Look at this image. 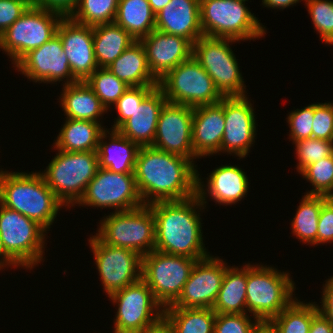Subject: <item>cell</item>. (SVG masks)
I'll use <instances>...</instances> for the list:
<instances>
[{
    "instance_id": "obj_5",
    "label": "cell",
    "mask_w": 333,
    "mask_h": 333,
    "mask_svg": "<svg viewBox=\"0 0 333 333\" xmlns=\"http://www.w3.org/2000/svg\"><path fill=\"white\" fill-rule=\"evenodd\" d=\"M98 168L97 151L58 150L41 175L55 197L70 208L83 197L87 185L95 177Z\"/></svg>"
},
{
    "instance_id": "obj_44",
    "label": "cell",
    "mask_w": 333,
    "mask_h": 333,
    "mask_svg": "<svg viewBox=\"0 0 333 333\" xmlns=\"http://www.w3.org/2000/svg\"><path fill=\"white\" fill-rule=\"evenodd\" d=\"M312 138L333 141V103H315Z\"/></svg>"
},
{
    "instance_id": "obj_46",
    "label": "cell",
    "mask_w": 333,
    "mask_h": 333,
    "mask_svg": "<svg viewBox=\"0 0 333 333\" xmlns=\"http://www.w3.org/2000/svg\"><path fill=\"white\" fill-rule=\"evenodd\" d=\"M333 242V197L322 196L319 214L317 244Z\"/></svg>"
},
{
    "instance_id": "obj_7",
    "label": "cell",
    "mask_w": 333,
    "mask_h": 333,
    "mask_svg": "<svg viewBox=\"0 0 333 333\" xmlns=\"http://www.w3.org/2000/svg\"><path fill=\"white\" fill-rule=\"evenodd\" d=\"M247 0H202L200 22L205 36L252 40L266 34L262 25L245 6Z\"/></svg>"
},
{
    "instance_id": "obj_26",
    "label": "cell",
    "mask_w": 333,
    "mask_h": 333,
    "mask_svg": "<svg viewBox=\"0 0 333 333\" xmlns=\"http://www.w3.org/2000/svg\"><path fill=\"white\" fill-rule=\"evenodd\" d=\"M107 133L110 135L107 136ZM109 137V143L104 142ZM140 146L120 134L117 130L101 134L98 143V162L100 168L116 173H134L136 156Z\"/></svg>"
},
{
    "instance_id": "obj_43",
    "label": "cell",
    "mask_w": 333,
    "mask_h": 333,
    "mask_svg": "<svg viewBox=\"0 0 333 333\" xmlns=\"http://www.w3.org/2000/svg\"><path fill=\"white\" fill-rule=\"evenodd\" d=\"M314 120V103L302 109H296L287 116L290 125V140L293 143L312 137V124Z\"/></svg>"
},
{
    "instance_id": "obj_34",
    "label": "cell",
    "mask_w": 333,
    "mask_h": 333,
    "mask_svg": "<svg viewBox=\"0 0 333 333\" xmlns=\"http://www.w3.org/2000/svg\"><path fill=\"white\" fill-rule=\"evenodd\" d=\"M315 302L294 300L268 323L276 333H309L312 318L319 312Z\"/></svg>"
},
{
    "instance_id": "obj_51",
    "label": "cell",
    "mask_w": 333,
    "mask_h": 333,
    "mask_svg": "<svg viewBox=\"0 0 333 333\" xmlns=\"http://www.w3.org/2000/svg\"><path fill=\"white\" fill-rule=\"evenodd\" d=\"M143 333H173L171 327L163 319L161 322L155 326L148 328Z\"/></svg>"
},
{
    "instance_id": "obj_3",
    "label": "cell",
    "mask_w": 333,
    "mask_h": 333,
    "mask_svg": "<svg viewBox=\"0 0 333 333\" xmlns=\"http://www.w3.org/2000/svg\"><path fill=\"white\" fill-rule=\"evenodd\" d=\"M0 203L36 221L46 231L64 206L40 172L0 170Z\"/></svg>"
},
{
    "instance_id": "obj_6",
    "label": "cell",
    "mask_w": 333,
    "mask_h": 333,
    "mask_svg": "<svg viewBox=\"0 0 333 333\" xmlns=\"http://www.w3.org/2000/svg\"><path fill=\"white\" fill-rule=\"evenodd\" d=\"M46 230L36 221L0 203V236L5 267L33 269L43 260Z\"/></svg>"
},
{
    "instance_id": "obj_21",
    "label": "cell",
    "mask_w": 333,
    "mask_h": 333,
    "mask_svg": "<svg viewBox=\"0 0 333 333\" xmlns=\"http://www.w3.org/2000/svg\"><path fill=\"white\" fill-rule=\"evenodd\" d=\"M140 42L146 51L149 70L157 81L189 60L193 53V44L186 38L156 29Z\"/></svg>"
},
{
    "instance_id": "obj_48",
    "label": "cell",
    "mask_w": 333,
    "mask_h": 333,
    "mask_svg": "<svg viewBox=\"0 0 333 333\" xmlns=\"http://www.w3.org/2000/svg\"><path fill=\"white\" fill-rule=\"evenodd\" d=\"M322 303L319 311L333 324V276L323 285Z\"/></svg>"
},
{
    "instance_id": "obj_47",
    "label": "cell",
    "mask_w": 333,
    "mask_h": 333,
    "mask_svg": "<svg viewBox=\"0 0 333 333\" xmlns=\"http://www.w3.org/2000/svg\"><path fill=\"white\" fill-rule=\"evenodd\" d=\"M80 0H31V5L61 13L68 17L76 9Z\"/></svg>"
},
{
    "instance_id": "obj_41",
    "label": "cell",
    "mask_w": 333,
    "mask_h": 333,
    "mask_svg": "<svg viewBox=\"0 0 333 333\" xmlns=\"http://www.w3.org/2000/svg\"><path fill=\"white\" fill-rule=\"evenodd\" d=\"M156 86H138L130 87L114 104L118 112L117 119L115 118L114 125L111 130H117L127 119L132 117V113L136 106H139L142 100L155 88Z\"/></svg>"
},
{
    "instance_id": "obj_27",
    "label": "cell",
    "mask_w": 333,
    "mask_h": 333,
    "mask_svg": "<svg viewBox=\"0 0 333 333\" xmlns=\"http://www.w3.org/2000/svg\"><path fill=\"white\" fill-rule=\"evenodd\" d=\"M60 101L66 118L100 123V117L107 112L100 99L85 81L64 85Z\"/></svg>"
},
{
    "instance_id": "obj_14",
    "label": "cell",
    "mask_w": 333,
    "mask_h": 333,
    "mask_svg": "<svg viewBox=\"0 0 333 333\" xmlns=\"http://www.w3.org/2000/svg\"><path fill=\"white\" fill-rule=\"evenodd\" d=\"M77 204L101 209L113 208L116 209L115 212L132 210L144 205L134 173H116L100 167Z\"/></svg>"
},
{
    "instance_id": "obj_42",
    "label": "cell",
    "mask_w": 333,
    "mask_h": 333,
    "mask_svg": "<svg viewBox=\"0 0 333 333\" xmlns=\"http://www.w3.org/2000/svg\"><path fill=\"white\" fill-rule=\"evenodd\" d=\"M248 315L216 313L213 333H253L261 322L252 321Z\"/></svg>"
},
{
    "instance_id": "obj_20",
    "label": "cell",
    "mask_w": 333,
    "mask_h": 333,
    "mask_svg": "<svg viewBox=\"0 0 333 333\" xmlns=\"http://www.w3.org/2000/svg\"><path fill=\"white\" fill-rule=\"evenodd\" d=\"M56 33L62 40L73 76L85 81L98 68L92 26L76 23L68 16L59 22Z\"/></svg>"
},
{
    "instance_id": "obj_32",
    "label": "cell",
    "mask_w": 333,
    "mask_h": 333,
    "mask_svg": "<svg viewBox=\"0 0 333 333\" xmlns=\"http://www.w3.org/2000/svg\"><path fill=\"white\" fill-rule=\"evenodd\" d=\"M155 17L148 0H119L114 22L140 41L155 29Z\"/></svg>"
},
{
    "instance_id": "obj_33",
    "label": "cell",
    "mask_w": 333,
    "mask_h": 333,
    "mask_svg": "<svg viewBox=\"0 0 333 333\" xmlns=\"http://www.w3.org/2000/svg\"><path fill=\"white\" fill-rule=\"evenodd\" d=\"M216 313L211 308L165 307L163 319L173 333H213Z\"/></svg>"
},
{
    "instance_id": "obj_31",
    "label": "cell",
    "mask_w": 333,
    "mask_h": 333,
    "mask_svg": "<svg viewBox=\"0 0 333 333\" xmlns=\"http://www.w3.org/2000/svg\"><path fill=\"white\" fill-rule=\"evenodd\" d=\"M247 264L243 268L229 267L226 264L225 275L213 306L218 314H243L246 304Z\"/></svg>"
},
{
    "instance_id": "obj_15",
    "label": "cell",
    "mask_w": 333,
    "mask_h": 333,
    "mask_svg": "<svg viewBox=\"0 0 333 333\" xmlns=\"http://www.w3.org/2000/svg\"><path fill=\"white\" fill-rule=\"evenodd\" d=\"M88 241L102 286L108 296L142 278V256L139 253L107 245L96 235Z\"/></svg>"
},
{
    "instance_id": "obj_13",
    "label": "cell",
    "mask_w": 333,
    "mask_h": 333,
    "mask_svg": "<svg viewBox=\"0 0 333 333\" xmlns=\"http://www.w3.org/2000/svg\"><path fill=\"white\" fill-rule=\"evenodd\" d=\"M196 259L156 250L142 256V279L165 308L181 295Z\"/></svg>"
},
{
    "instance_id": "obj_49",
    "label": "cell",
    "mask_w": 333,
    "mask_h": 333,
    "mask_svg": "<svg viewBox=\"0 0 333 333\" xmlns=\"http://www.w3.org/2000/svg\"><path fill=\"white\" fill-rule=\"evenodd\" d=\"M309 333H333V324L319 311L312 318Z\"/></svg>"
},
{
    "instance_id": "obj_28",
    "label": "cell",
    "mask_w": 333,
    "mask_h": 333,
    "mask_svg": "<svg viewBox=\"0 0 333 333\" xmlns=\"http://www.w3.org/2000/svg\"><path fill=\"white\" fill-rule=\"evenodd\" d=\"M107 68L130 87L158 86V81L149 70L146 51L140 41L131 44Z\"/></svg>"
},
{
    "instance_id": "obj_50",
    "label": "cell",
    "mask_w": 333,
    "mask_h": 333,
    "mask_svg": "<svg viewBox=\"0 0 333 333\" xmlns=\"http://www.w3.org/2000/svg\"><path fill=\"white\" fill-rule=\"evenodd\" d=\"M302 1V0H301ZM300 0H262V5L268 8L284 9L291 5L301 2Z\"/></svg>"
},
{
    "instance_id": "obj_54",
    "label": "cell",
    "mask_w": 333,
    "mask_h": 333,
    "mask_svg": "<svg viewBox=\"0 0 333 333\" xmlns=\"http://www.w3.org/2000/svg\"><path fill=\"white\" fill-rule=\"evenodd\" d=\"M0 270L5 267V250L0 236Z\"/></svg>"
},
{
    "instance_id": "obj_40",
    "label": "cell",
    "mask_w": 333,
    "mask_h": 333,
    "mask_svg": "<svg viewBox=\"0 0 333 333\" xmlns=\"http://www.w3.org/2000/svg\"><path fill=\"white\" fill-rule=\"evenodd\" d=\"M296 157L299 161L297 171L300 173L306 166L320 161L333 154V141L307 138L294 143Z\"/></svg>"
},
{
    "instance_id": "obj_36",
    "label": "cell",
    "mask_w": 333,
    "mask_h": 333,
    "mask_svg": "<svg viewBox=\"0 0 333 333\" xmlns=\"http://www.w3.org/2000/svg\"><path fill=\"white\" fill-rule=\"evenodd\" d=\"M118 2L119 0H80L69 17L74 22L87 26L113 23Z\"/></svg>"
},
{
    "instance_id": "obj_8",
    "label": "cell",
    "mask_w": 333,
    "mask_h": 333,
    "mask_svg": "<svg viewBox=\"0 0 333 333\" xmlns=\"http://www.w3.org/2000/svg\"><path fill=\"white\" fill-rule=\"evenodd\" d=\"M110 214L100 221L96 233L103 243L133 250L141 256L155 250V220L148 205Z\"/></svg>"
},
{
    "instance_id": "obj_2",
    "label": "cell",
    "mask_w": 333,
    "mask_h": 333,
    "mask_svg": "<svg viewBox=\"0 0 333 333\" xmlns=\"http://www.w3.org/2000/svg\"><path fill=\"white\" fill-rule=\"evenodd\" d=\"M155 220V250L198 260L211 254L204 248L200 213L205 209L197 195L181 201H158L148 205Z\"/></svg>"
},
{
    "instance_id": "obj_39",
    "label": "cell",
    "mask_w": 333,
    "mask_h": 333,
    "mask_svg": "<svg viewBox=\"0 0 333 333\" xmlns=\"http://www.w3.org/2000/svg\"><path fill=\"white\" fill-rule=\"evenodd\" d=\"M315 30L325 44L333 45V1L305 0Z\"/></svg>"
},
{
    "instance_id": "obj_35",
    "label": "cell",
    "mask_w": 333,
    "mask_h": 333,
    "mask_svg": "<svg viewBox=\"0 0 333 333\" xmlns=\"http://www.w3.org/2000/svg\"><path fill=\"white\" fill-rule=\"evenodd\" d=\"M291 227L292 233L307 245H317L318 221L322 209V195H307L302 197Z\"/></svg>"
},
{
    "instance_id": "obj_53",
    "label": "cell",
    "mask_w": 333,
    "mask_h": 333,
    "mask_svg": "<svg viewBox=\"0 0 333 333\" xmlns=\"http://www.w3.org/2000/svg\"><path fill=\"white\" fill-rule=\"evenodd\" d=\"M253 333H276L269 323H260Z\"/></svg>"
},
{
    "instance_id": "obj_52",
    "label": "cell",
    "mask_w": 333,
    "mask_h": 333,
    "mask_svg": "<svg viewBox=\"0 0 333 333\" xmlns=\"http://www.w3.org/2000/svg\"><path fill=\"white\" fill-rule=\"evenodd\" d=\"M171 0H148L152 12L156 15L158 14L165 6L169 4Z\"/></svg>"
},
{
    "instance_id": "obj_12",
    "label": "cell",
    "mask_w": 333,
    "mask_h": 333,
    "mask_svg": "<svg viewBox=\"0 0 333 333\" xmlns=\"http://www.w3.org/2000/svg\"><path fill=\"white\" fill-rule=\"evenodd\" d=\"M108 297L118 304L113 333H143L163 320L164 307L142 278Z\"/></svg>"
},
{
    "instance_id": "obj_29",
    "label": "cell",
    "mask_w": 333,
    "mask_h": 333,
    "mask_svg": "<svg viewBox=\"0 0 333 333\" xmlns=\"http://www.w3.org/2000/svg\"><path fill=\"white\" fill-rule=\"evenodd\" d=\"M105 130L101 123L66 118L54 146L56 150L66 152L97 151L100 136Z\"/></svg>"
},
{
    "instance_id": "obj_37",
    "label": "cell",
    "mask_w": 333,
    "mask_h": 333,
    "mask_svg": "<svg viewBox=\"0 0 333 333\" xmlns=\"http://www.w3.org/2000/svg\"><path fill=\"white\" fill-rule=\"evenodd\" d=\"M85 82L91 87L107 111L130 88L111 73L108 68L98 67Z\"/></svg>"
},
{
    "instance_id": "obj_1",
    "label": "cell",
    "mask_w": 333,
    "mask_h": 333,
    "mask_svg": "<svg viewBox=\"0 0 333 333\" xmlns=\"http://www.w3.org/2000/svg\"><path fill=\"white\" fill-rule=\"evenodd\" d=\"M197 165L187 158L153 146H141L134 168L137 189L144 205L181 201L196 195Z\"/></svg>"
},
{
    "instance_id": "obj_10",
    "label": "cell",
    "mask_w": 333,
    "mask_h": 333,
    "mask_svg": "<svg viewBox=\"0 0 333 333\" xmlns=\"http://www.w3.org/2000/svg\"><path fill=\"white\" fill-rule=\"evenodd\" d=\"M168 102L197 107L220 102L224 96L212 78L192 56L158 81Z\"/></svg>"
},
{
    "instance_id": "obj_45",
    "label": "cell",
    "mask_w": 333,
    "mask_h": 333,
    "mask_svg": "<svg viewBox=\"0 0 333 333\" xmlns=\"http://www.w3.org/2000/svg\"><path fill=\"white\" fill-rule=\"evenodd\" d=\"M30 5L29 0H0V36L23 15Z\"/></svg>"
},
{
    "instance_id": "obj_19",
    "label": "cell",
    "mask_w": 333,
    "mask_h": 333,
    "mask_svg": "<svg viewBox=\"0 0 333 333\" xmlns=\"http://www.w3.org/2000/svg\"><path fill=\"white\" fill-rule=\"evenodd\" d=\"M246 96L223 98L225 129L221 152L245 158L255 143L256 120L251 101Z\"/></svg>"
},
{
    "instance_id": "obj_24",
    "label": "cell",
    "mask_w": 333,
    "mask_h": 333,
    "mask_svg": "<svg viewBox=\"0 0 333 333\" xmlns=\"http://www.w3.org/2000/svg\"><path fill=\"white\" fill-rule=\"evenodd\" d=\"M155 29L194 44L203 36L199 0H171L155 17Z\"/></svg>"
},
{
    "instance_id": "obj_4",
    "label": "cell",
    "mask_w": 333,
    "mask_h": 333,
    "mask_svg": "<svg viewBox=\"0 0 333 333\" xmlns=\"http://www.w3.org/2000/svg\"><path fill=\"white\" fill-rule=\"evenodd\" d=\"M289 276L270 266L247 263L246 304L254 321L268 323L296 299L295 284Z\"/></svg>"
},
{
    "instance_id": "obj_22",
    "label": "cell",
    "mask_w": 333,
    "mask_h": 333,
    "mask_svg": "<svg viewBox=\"0 0 333 333\" xmlns=\"http://www.w3.org/2000/svg\"><path fill=\"white\" fill-rule=\"evenodd\" d=\"M225 129L223 99L214 104L194 107L192 147L197 158L221 152Z\"/></svg>"
},
{
    "instance_id": "obj_30",
    "label": "cell",
    "mask_w": 333,
    "mask_h": 333,
    "mask_svg": "<svg viewBox=\"0 0 333 333\" xmlns=\"http://www.w3.org/2000/svg\"><path fill=\"white\" fill-rule=\"evenodd\" d=\"M95 58L99 68H107L135 39L115 22L92 26Z\"/></svg>"
},
{
    "instance_id": "obj_9",
    "label": "cell",
    "mask_w": 333,
    "mask_h": 333,
    "mask_svg": "<svg viewBox=\"0 0 333 333\" xmlns=\"http://www.w3.org/2000/svg\"><path fill=\"white\" fill-rule=\"evenodd\" d=\"M238 40L201 36L193 44L192 56L212 78L224 97L247 96L244 79L229 43Z\"/></svg>"
},
{
    "instance_id": "obj_11",
    "label": "cell",
    "mask_w": 333,
    "mask_h": 333,
    "mask_svg": "<svg viewBox=\"0 0 333 333\" xmlns=\"http://www.w3.org/2000/svg\"><path fill=\"white\" fill-rule=\"evenodd\" d=\"M63 17L56 11L30 5L0 36V48L10 56L15 65L29 51L48 42L56 34Z\"/></svg>"
},
{
    "instance_id": "obj_38",
    "label": "cell",
    "mask_w": 333,
    "mask_h": 333,
    "mask_svg": "<svg viewBox=\"0 0 333 333\" xmlns=\"http://www.w3.org/2000/svg\"><path fill=\"white\" fill-rule=\"evenodd\" d=\"M300 174L314 188L305 194L333 197V154L306 166Z\"/></svg>"
},
{
    "instance_id": "obj_16",
    "label": "cell",
    "mask_w": 333,
    "mask_h": 333,
    "mask_svg": "<svg viewBox=\"0 0 333 333\" xmlns=\"http://www.w3.org/2000/svg\"><path fill=\"white\" fill-rule=\"evenodd\" d=\"M193 107L166 102L157 122L151 146L184 158L197 159L192 147Z\"/></svg>"
},
{
    "instance_id": "obj_25",
    "label": "cell",
    "mask_w": 333,
    "mask_h": 333,
    "mask_svg": "<svg viewBox=\"0 0 333 333\" xmlns=\"http://www.w3.org/2000/svg\"><path fill=\"white\" fill-rule=\"evenodd\" d=\"M166 102L162 90L156 86L117 131L140 147L152 145L159 115Z\"/></svg>"
},
{
    "instance_id": "obj_18",
    "label": "cell",
    "mask_w": 333,
    "mask_h": 333,
    "mask_svg": "<svg viewBox=\"0 0 333 333\" xmlns=\"http://www.w3.org/2000/svg\"><path fill=\"white\" fill-rule=\"evenodd\" d=\"M226 264L218 256L196 261L181 295L170 306L180 308H213L225 275Z\"/></svg>"
},
{
    "instance_id": "obj_17",
    "label": "cell",
    "mask_w": 333,
    "mask_h": 333,
    "mask_svg": "<svg viewBox=\"0 0 333 333\" xmlns=\"http://www.w3.org/2000/svg\"><path fill=\"white\" fill-rule=\"evenodd\" d=\"M13 67L34 82L55 83L67 78L64 85H69L78 81L72 74L57 33L41 47L25 54Z\"/></svg>"
},
{
    "instance_id": "obj_23",
    "label": "cell",
    "mask_w": 333,
    "mask_h": 333,
    "mask_svg": "<svg viewBox=\"0 0 333 333\" xmlns=\"http://www.w3.org/2000/svg\"><path fill=\"white\" fill-rule=\"evenodd\" d=\"M199 175L200 174L197 170L196 195L199 197L205 207L207 203L205 200L208 194L214 200V202H218L219 205H232L238 201H241V199L244 198L248 192V177L246 176L245 172L238 166L226 164L215 168L207 178L208 185L206 186L208 188L202 184L203 182L201 181V178H199Z\"/></svg>"
}]
</instances>
